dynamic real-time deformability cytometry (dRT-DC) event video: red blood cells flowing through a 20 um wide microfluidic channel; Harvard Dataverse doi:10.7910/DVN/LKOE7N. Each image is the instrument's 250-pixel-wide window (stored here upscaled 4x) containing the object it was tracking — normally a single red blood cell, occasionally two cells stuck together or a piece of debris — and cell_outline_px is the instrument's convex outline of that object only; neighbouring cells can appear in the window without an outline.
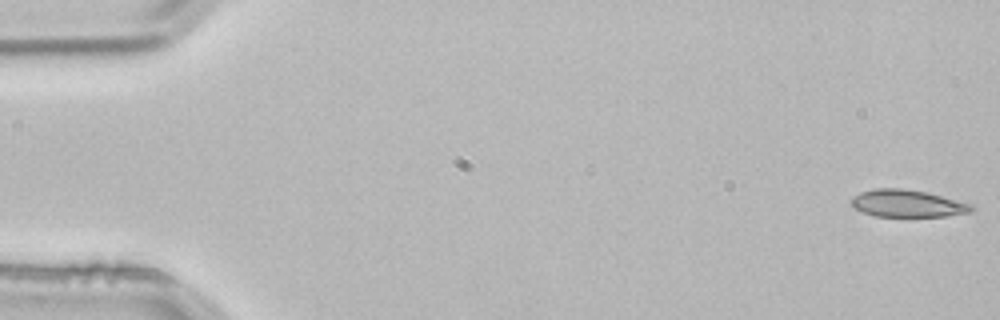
{"species": "common noctule bat (a hibernating species)", "species_latin": "Nyctalus noctula", "temperature_condition": "room temperature", "stored_images_in_passage": 3, "camera_frame_rate_fps": 3000, "um_per_image_px": 0.085, "animal": {"sex": "male", "body_mass_g": 21.5, "forearm_length_mm": 52.0}, "frame": {"image": 1, "passage_image": 1, "time_ms": 0.0, "image_size_px": [1000, 320], "cell_outline_px": [[976, 208], [972, 212], [948, 216], [872, 216], [860, 212], [852, 204], [852, 196], [860, 192], [876, 188], [900, 188], [924, 192], [972, 204]], "centroid_in_image_um": [77.12, 17.3], "position_along_channel_um": 7.9, "area_um2": 19.02}}